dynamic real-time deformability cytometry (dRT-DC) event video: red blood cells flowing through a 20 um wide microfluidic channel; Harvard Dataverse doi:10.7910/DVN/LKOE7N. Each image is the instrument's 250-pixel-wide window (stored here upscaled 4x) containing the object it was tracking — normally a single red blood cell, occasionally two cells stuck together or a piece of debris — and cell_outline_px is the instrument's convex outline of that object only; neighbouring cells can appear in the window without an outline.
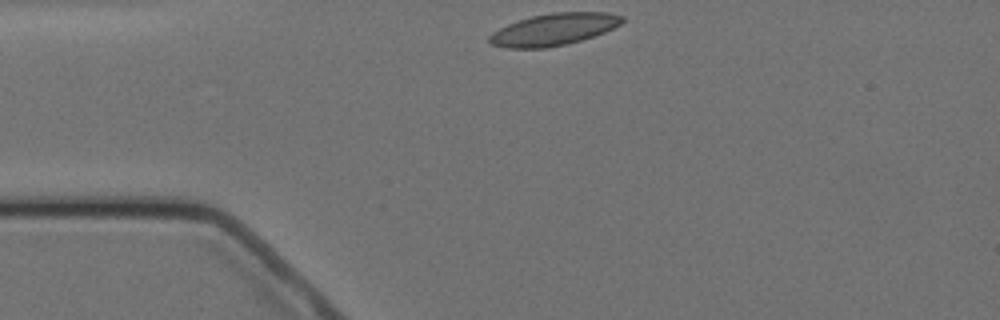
{"species": "Egyptian fruit bat (a non-hibernating species)", "species_latin": "Rousettus aegyptiacus", "temperature_condition": "cold", "stored_images_in_passage": 2, "camera_frame_rate_fps": 3000, "um_per_image_px": 0.085, "animal": {"sex": "female"}, "frame": {"image": 1, "passage_image": 1, "time_ms": 0.0, "image_size_px": [1000, 320], "cell_outline_px": [[624, 20], [620, 24], [604, 32], [580, 40], [564, 44], [544, 48], [508, 48], [492, 44], [488, 40], [488, 36], [492, 32], [508, 24], [532, 16], [552, 12], [608, 12], [624, 16]], "centroid_in_image_um": [47.07, 2.49], "position_along_channel_um": 37.9, "area_um2": 24.45}}